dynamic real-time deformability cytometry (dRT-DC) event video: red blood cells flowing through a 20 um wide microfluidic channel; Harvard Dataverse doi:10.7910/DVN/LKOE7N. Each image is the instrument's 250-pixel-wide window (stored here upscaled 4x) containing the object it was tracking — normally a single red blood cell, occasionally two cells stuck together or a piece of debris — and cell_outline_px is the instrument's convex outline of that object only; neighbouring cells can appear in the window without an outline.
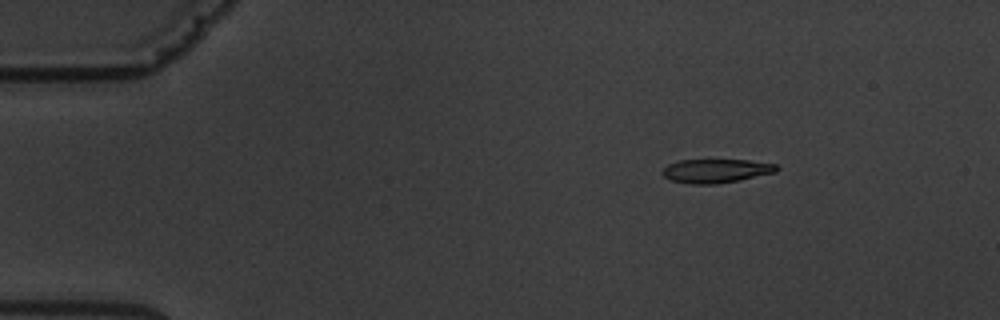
{"species": "common noctule bat (a hibernating species)", "species_latin": "Nyctalus noctula", "temperature_condition": "warm", "stored_images_in_passage": 4, "camera_frame_rate_fps": 3000, "um_per_image_px": 0.085, "animal": {"sex": "male", "body_mass_g": 19.5, "forearm_length_mm": 54.6}, "frame": {"image": 1, "passage_image": 2, "time_ms": 1.333, "image_size_px": [1000, 320], "cell_outline_px": [[780, 168], [776, 172], [740, 180], [716, 184], [692, 184], [672, 180], [664, 176], [660, 172], [668, 164], [680, 160], [748, 160], [776, 164]], "centroid_in_image_um": [60.88, 14.52], "position_along_channel_um": 24.1, "area_um2": 15.84}}